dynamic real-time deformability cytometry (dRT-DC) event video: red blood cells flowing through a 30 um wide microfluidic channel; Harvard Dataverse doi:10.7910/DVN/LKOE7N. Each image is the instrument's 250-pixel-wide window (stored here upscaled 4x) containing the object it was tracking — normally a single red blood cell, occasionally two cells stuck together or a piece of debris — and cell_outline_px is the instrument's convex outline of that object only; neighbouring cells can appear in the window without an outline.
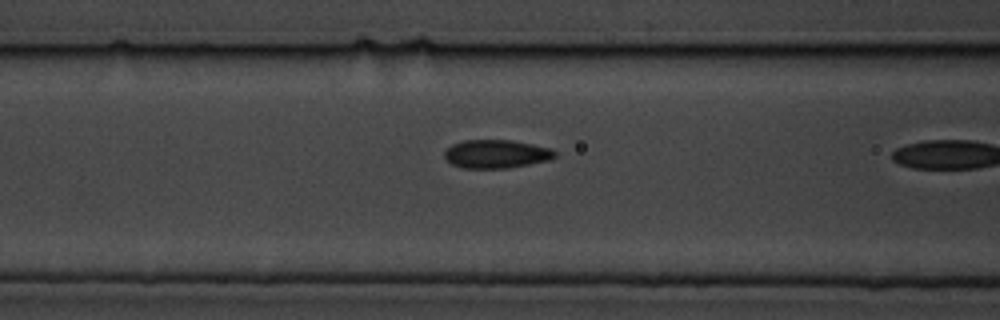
{"species": "common noctule bat (a hibernating species)", "species_latin": "Nyctalus noctula", "temperature_condition": "cold", "stored_images_in_passage": 22, "camera_frame_rate_fps": 3000, "um_per_image_px": 0.085, "animal": {"sex": "male", "body_mass_g": 19.5, "forearm_length_mm": 54.6}, "frame": {"image": 1, "passage_image": 21, "time_ms": 6.667, "image_size_px": [1000, 320], "cell_outline_px": [[556, 156], [548, 160], [508, 168], [460, 168], [452, 164], [444, 156], [444, 152], [452, 144], [464, 140], [512, 140], [532, 144], [548, 148], [556, 152]], "centroid_in_image_um": [42.15, 13.08], "position_along_channel_um": 124.4, "area_um2": 18.15}}